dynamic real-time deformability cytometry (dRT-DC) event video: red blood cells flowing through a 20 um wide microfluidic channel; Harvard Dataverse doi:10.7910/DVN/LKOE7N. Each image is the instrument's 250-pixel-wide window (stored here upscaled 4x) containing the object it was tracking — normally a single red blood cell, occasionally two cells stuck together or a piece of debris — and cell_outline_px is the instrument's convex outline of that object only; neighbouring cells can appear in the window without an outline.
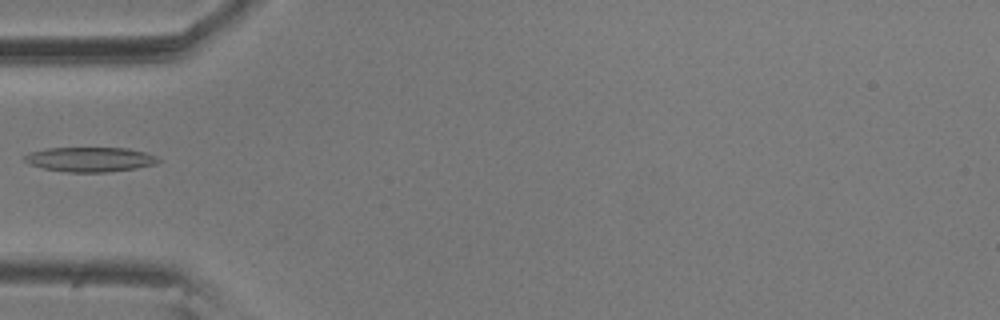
{"species": "common noctule bat (a hibernating species)", "species_latin": "Nyctalus noctula", "temperature_condition": "room temperature", "stored_images_in_passage": 32, "camera_frame_rate_fps": 3000, "um_per_image_px": 0.085, "animal": {"sex": "male", "body_mass_g": 20.5, "forearm_length_mm": 52.5}, "frame": {"image": 1, "passage_image": 1, "time_ms": 0.0, "image_size_px": [1000, 320], "cell_outline_px": [[160, 160], [156, 164], [136, 168], [104, 172], [68, 172], [44, 168], [28, 164], [24, 160], [24, 156], [28, 152], [48, 148], [128, 148], [144, 152], [156, 156]], "centroid_in_image_um": [7.63, 13.54], "position_along_channel_um": 77.4, "area_um2": 19.13}}
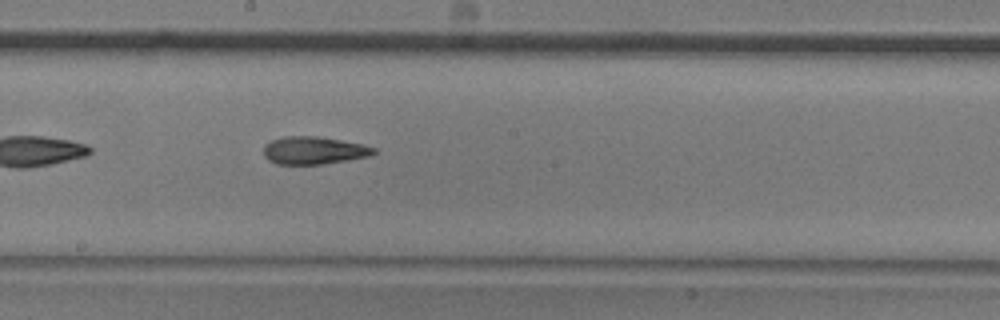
{"frame": {"image": 2, "passage_image": 13, "time_ms": 4.0, "image_size_px": [1000, 320], "cell_outline_px": [[376, 152], [368, 156], [348, 160], [324, 164], [276, 164], [268, 160], [264, 156], [264, 144], [272, 140], [284, 136], [316, 136], [340, 140], [360, 144], [376, 148]], "centroid_in_image_um": [26.64, 12.79], "position_along_channel_um": 221.6, "area_um2": 17.69}}
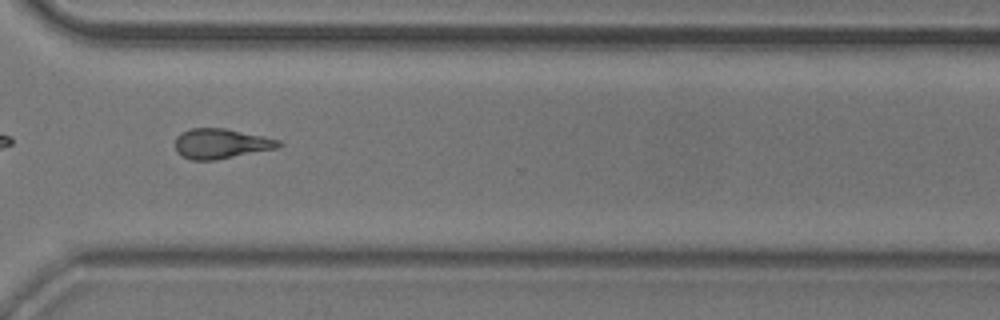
{"frame": {"image": 3, "passage_image": 24, "time_ms": 7.667, "image_size_px": [1000, 320], "cell_outline_px": [[284, 144], [280, 148], [216, 160], [192, 160], [176, 152], [176, 136], [180, 132], [192, 128], [224, 128], [280, 140]], "centroid_in_image_um": [18.81, 12.21], "position_along_channel_um": 351.8, "area_um2": 18.15}}